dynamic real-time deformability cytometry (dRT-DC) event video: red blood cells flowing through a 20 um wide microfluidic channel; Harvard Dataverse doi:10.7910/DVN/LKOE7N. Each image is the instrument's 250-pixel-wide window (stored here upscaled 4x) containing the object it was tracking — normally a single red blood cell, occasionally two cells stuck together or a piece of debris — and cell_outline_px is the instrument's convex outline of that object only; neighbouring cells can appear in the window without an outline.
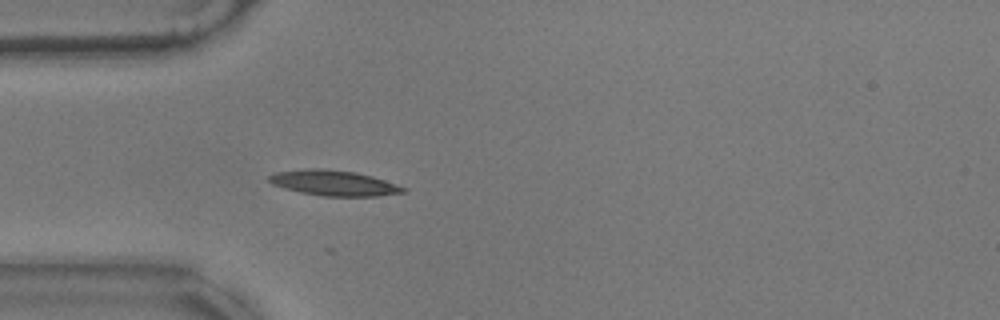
{"species": "common noctule bat (a hibernating species)", "species_latin": "Nyctalus noctula", "temperature_condition": "warm", "stored_images_in_passage": 13, "camera_frame_rate_fps": 3000, "um_per_image_px": 0.085, "animal": {"sex": "male", "body_mass_g": 17.9}, "frame": {"image": 1, "passage_image": 4, "time_ms": 1.0, "image_size_px": [1000, 320], "cell_outline_px": [[408, 192], [376, 196], [324, 196], [300, 192], [284, 188], [272, 184], [268, 180], [268, 176], [276, 172], [308, 168], [320, 168], [356, 172], [372, 176], [408, 188]], "centroid_in_image_um": [28.4, 15.55], "position_along_channel_um": 56.6, "area_um2": 19.88}}